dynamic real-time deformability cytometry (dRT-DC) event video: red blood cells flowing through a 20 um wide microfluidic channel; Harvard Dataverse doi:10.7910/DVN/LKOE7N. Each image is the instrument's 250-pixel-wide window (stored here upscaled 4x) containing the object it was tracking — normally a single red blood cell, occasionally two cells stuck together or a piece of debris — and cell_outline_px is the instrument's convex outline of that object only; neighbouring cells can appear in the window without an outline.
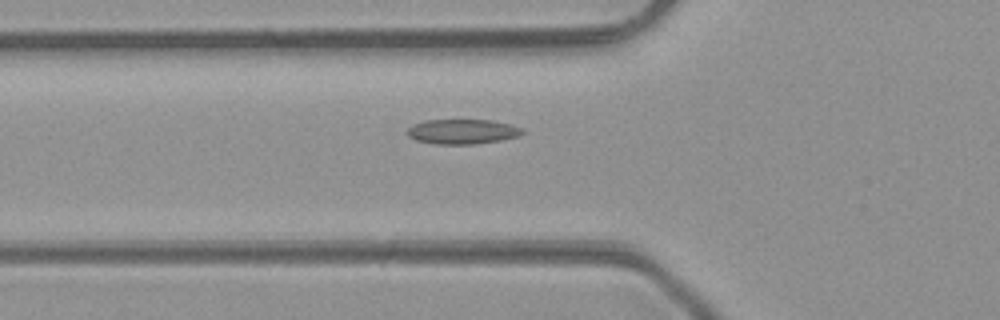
{"species": "common noctule bat (a hibernating species)", "species_latin": "Nyctalus noctula", "temperature_condition": "room temperature", "stored_images_in_passage": 48, "camera_frame_rate_fps": 3000, "um_per_image_px": 0.085, "animal": {"sex": "male", "body_mass_g": 23.1, "forearm_length_mm": 52.7}, "frame": {"image": 1, "passage_image": 17, "time_ms": 5.333, "image_size_px": [1000, 320], "cell_outline_px": [[524, 132], [516, 136], [500, 140], [476, 144], [432, 144], [416, 140], [408, 136], [404, 132], [412, 124], [424, 120], [492, 120], [512, 124], [524, 128]], "centroid_in_image_um": [39.27, 11.18], "position_along_channel_um": 86.5, "area_um2": 16.88}}
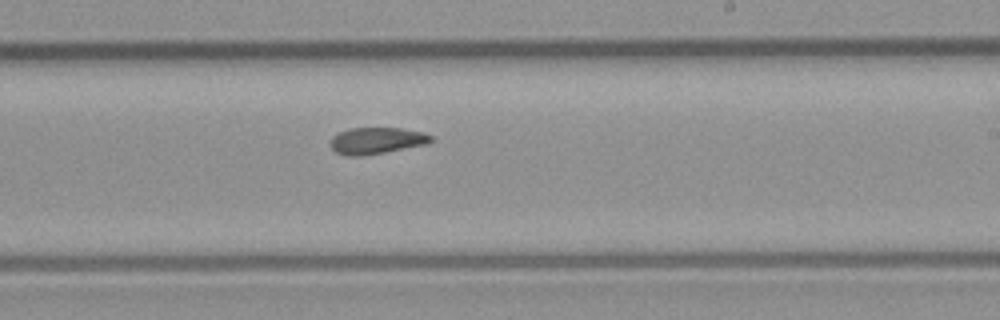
{"frame": {"image": 2, "passage_image": 29, "time_ms": 9.333, "image_size_px": [1000, 320], "cell_outline_px": [[432, 140], [428, 144], [364, 156], [348, 156], [336, 152], [328, 144], [332, 136], [348, 128], [400, 128], [424, 132], [432, 136]], "centroid_in_image_um": [31.99, 11.96], "position_along_channel_um": 257.0, "area_um2": 15.72}}
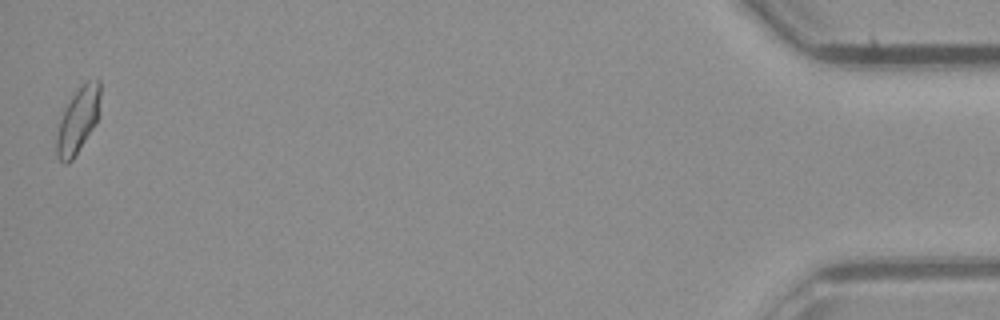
{"frame": {"image": 3, "passage_image": 48, "time_ms": 15.667, "image_size_px": [1000, 320], "cell_outline_px": [[100, 96], [96, 124], [72, 160], [68, 164], [64, 164], [56, 156], [56, 136], [60, 120], [72, 96], [80, 84], [88, 80], [100, 80]], "centroid_in_image_um": [6.62, 10.23], "position_along_channel_um": 428.6, "area_um2": 16.53}, "authors_computed_cell_mechanics": {"area_um2": 16.3574, "velocity_mm_per_s": 4.2396, "shape_relaxation_time_tau1_ms": null, "shape_relaxation_time_tau2_ms": 5.5886, "deformation_change_tau1": null, "deformation_change_tau2": 0.109}}